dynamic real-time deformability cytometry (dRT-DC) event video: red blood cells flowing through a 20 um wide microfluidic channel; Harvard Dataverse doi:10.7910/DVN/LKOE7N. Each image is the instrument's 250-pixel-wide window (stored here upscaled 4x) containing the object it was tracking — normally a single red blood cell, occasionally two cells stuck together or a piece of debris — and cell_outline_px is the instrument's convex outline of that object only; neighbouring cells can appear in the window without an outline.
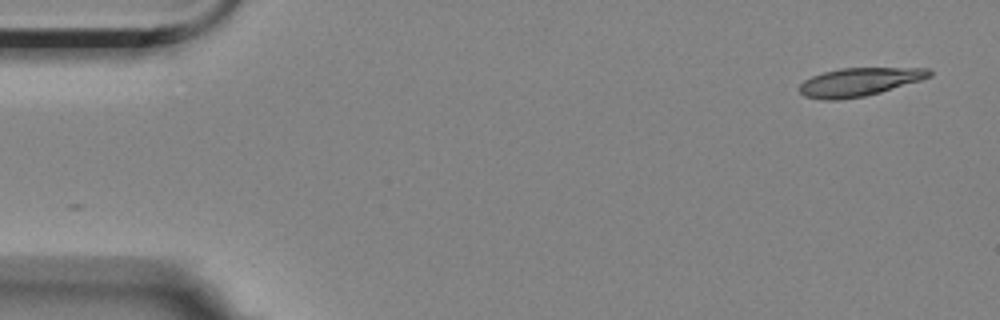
{"species": "Egyptian fruit bat (a non-hibernating species)", "species_latin": "Rousettus aegyptiacus", "temperature_condition": "room temperature", "stored_images_in_passage": 5, "camera_frame_rate_fps": 3000, "um_per_image_px": 0.085, "animal": {"sex": "female"}, "frame": {"image": 1, "passage_image": 1, "time_ms": 0.0, "image_size_px": [1000, 320], "cell_outline_px": [[932, 76], [920, 80], [880, 92], [864, 96], [836, 100], [824, 100], [804, 96], [800, 92], [800, 84], [804, 80], [812, 76], [824, 72], [840, 68], [928, 68], [932, 72]], "centroid_in_image_um": [73.02, 6.96], "position_along_channel_um": 12.0, "area_um2": 21.21}}
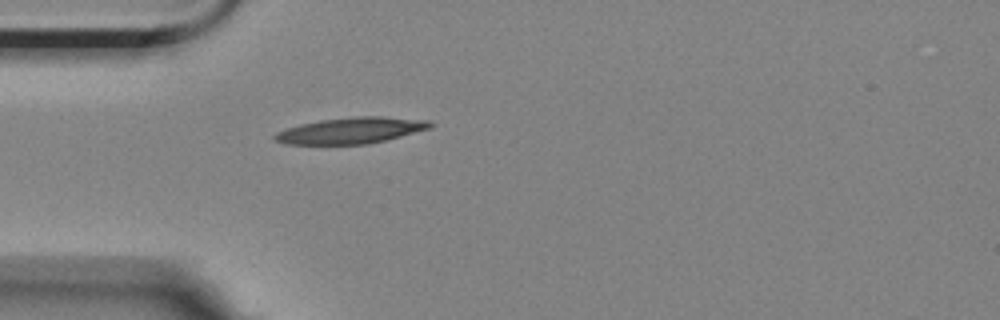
{"frame": {"image": 2, "passage_image": 5, "time_ms": 4.333, "image_size_px": [1000, 320], "cell_outline_px": [[432, 128], [368, 144], [288, 144], [272, 140], [272, 136], [276, 132], [300, 124], [320, 120], [356, 116], [384, 116], [432, 120]], "centroid_in_image_um": [29.85, 11.08], "position_along_channel_um": 55.2, "area_um2": 23.76}}